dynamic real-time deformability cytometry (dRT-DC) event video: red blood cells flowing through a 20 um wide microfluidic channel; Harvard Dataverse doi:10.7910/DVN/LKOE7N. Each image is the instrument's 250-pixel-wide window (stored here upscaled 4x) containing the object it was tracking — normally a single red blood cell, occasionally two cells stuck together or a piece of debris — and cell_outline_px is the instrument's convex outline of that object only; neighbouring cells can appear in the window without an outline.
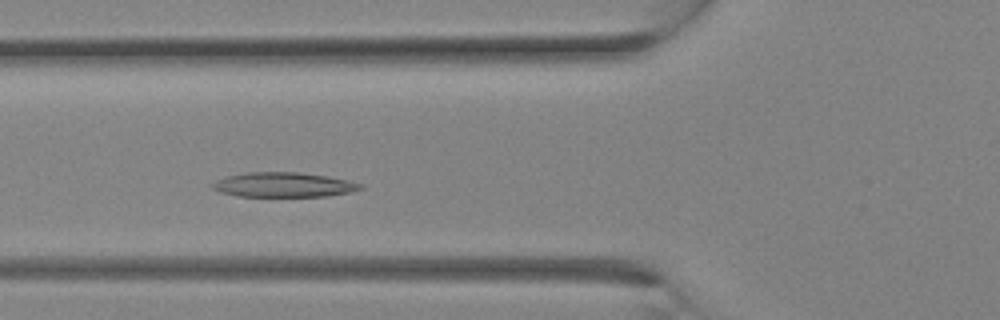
{"species": "Egyptian fruit bat (a non-hibernating species)", "species_latin": "Rousettus aegyptiacus", "temperature_condition": "room temperature", "stored_images_in_passage": 26, "camera_frame_rate_fps": 3000, "um_per_image_px": 0.085, "animal": {"sex": "female"}, "frame": {"image": 1, "passage_image": 8, "time_ms": 2.333, "image_size_px": [1000, 320], "cell_outline_px": [[364, 188], [348, 192], [324, 196], [236, 196], [220, 192], [212, 188], [212, 184], [216, 180], [224, 176], [244, 172], [296, 172], [328, 176], [348, 180], [364, 184]], "centroid_in_image_um": [24.08, 15.69], "position_along_channel_um": 101.7, "area_um2": 21.33}}
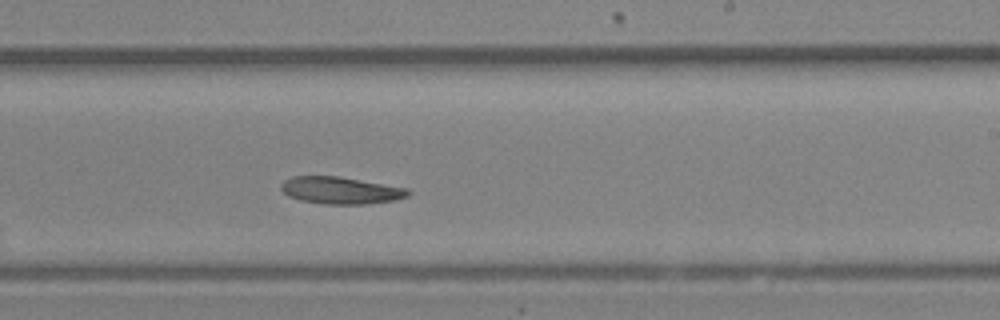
{"frame": {"image": 2, "passage_image": 15, "time_ms": 4.667, "image_size_px": [1000, 320], "cell_outline_px": [[412, 192], [408, 196], [392, 200], [364, 204], [324, 204], [300, 200], [288, 196], [280, 188], [280, 184], [284, 180], [292, 176], [340, 176], [408, 188]], "centroid_in_image_um": [28.94, 16.17], "position_along_channel_um": 260.1, "area_um2": 20.11}}
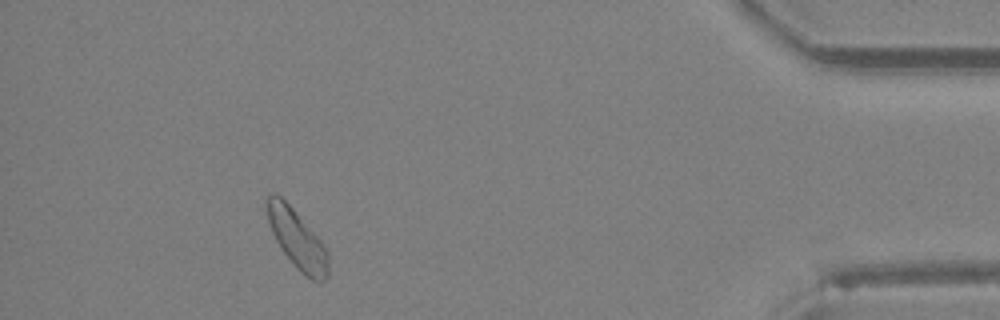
{"frame": {"image": 3, "passage_image": 24, "time_ms": 7.667, "image_size_px": [1000, 320], "cell_outline_px": [[328, 276], [320, 284], [312, 280], [300, 272], [296, 268], [284, 252], [276, 240], [272, 232], [268, 220], [264, 200], [268, 196], [280, 196], [296, 212], [324, 244], [328, 252]], "centroid_in_image_um": [25.27, 20.37], "position_along_channel_um": 409.9, "area_um2": 20.81}}